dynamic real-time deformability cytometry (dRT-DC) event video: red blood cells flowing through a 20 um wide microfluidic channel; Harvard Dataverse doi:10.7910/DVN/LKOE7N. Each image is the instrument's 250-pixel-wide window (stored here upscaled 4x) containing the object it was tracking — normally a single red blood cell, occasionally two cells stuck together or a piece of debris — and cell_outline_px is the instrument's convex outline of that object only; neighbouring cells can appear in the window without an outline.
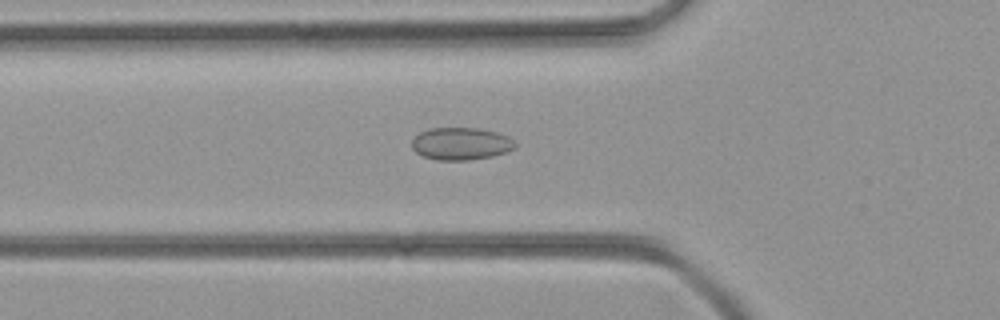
{"species": "common noctule bat (a hibernating species)", "species_latin": "Nyctalus noctula", "temperature_condition": "room temperature", "stored_images_in_passage": 38, "camera_frame_rate_fps": 3000, "um_per_image_px": 0.085, "animal": {"sex": "female", "body_mass_g": 21.9}, "frame": {"image": 1, "passage_image": 5, "time_ms": 1.333, "image_size_px": [1000, 320], "cell_outline_px": [[516, 148], [508, 152], [492, 156], [468, 160], [436, 160], [424, 156], [416, 152], [412, 148], [412, 140], [420, 132], [432, 128], [476, 128], [496, 132], [508, 136], [516, 144]], "centroid_in_image_um": [39.2, 12.22], "position_along_channel_um": 86.6, "area_um2": 19.48}}
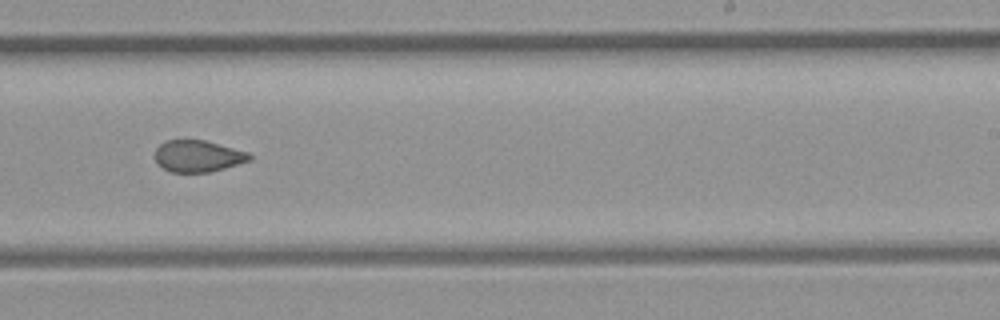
{"frame": {"image": 2, "passage_image": 18, "time_ms": 5.667, "image_size_px": [1000, 320], "cell_outline_px": [[252, 160], [224, 168], [208, 172], [172, 172], [164, 168], [156, 160], [156, 148], [164, 140], [204, 140], [248, 152], [252, 156]], "centroid_in_image_um": [16.84, 13.26], "position_along_channel_um": 272.2, "area_um2": 17.22}}
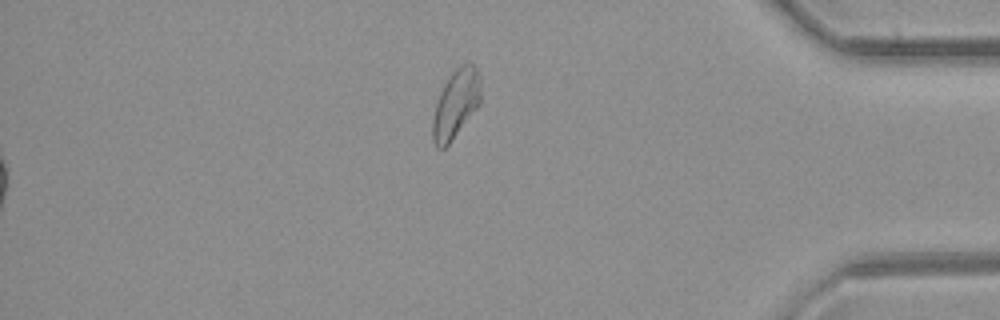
{"frame": {"image": 3, "passage_image": 38, "time_ms": 12.333, "image_size_px": [1000, 320], "cell_outline_px": [[480, 104], [448, 144], [444, 148], [436, 148], [432, 140], [432, 120], [436, 104], [440, 92], [448, 76], [456, 68], [468, 60], [476, 68], [480, 76]], "centroid_in_image_um": [38.74, 8.8], "position_along_channel_um": 396.5, "area_um2": 19.19}}